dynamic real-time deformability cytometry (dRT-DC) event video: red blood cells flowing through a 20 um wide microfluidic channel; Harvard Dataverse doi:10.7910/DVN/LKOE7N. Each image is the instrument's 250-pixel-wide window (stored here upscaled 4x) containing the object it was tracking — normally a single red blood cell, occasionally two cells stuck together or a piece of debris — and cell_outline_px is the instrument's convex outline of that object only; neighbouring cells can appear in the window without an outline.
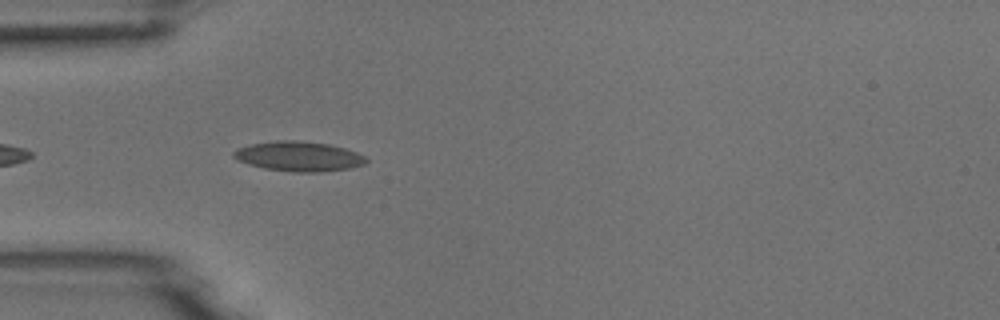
{"species": "common noctule bat (a hibernating species)", "species_latin": "Nyctalus noctula", "temperature_condition": "room temperature", "stored_images_in_passage": 6, "camera_frame_rate_fps": 3000, "um_per_image_px": 0.085, "animal": {"sex": "male", "body_mass_g": 18.8}, "frame": {"image": 1, "passage_image": 5, "time_ms": 5.0, "image_size_px": [1000, 320], "cell_outline_px": [[368, 160], [364, 164], [348, 168], [320, 172], [292, 172], [264, 168], [248, 164], [232, 156], [232, 152], [236, 148], [252, 144], [276, 140], [296, 140], [328, 144], [344, 148], [356, 152], [364, 156]], "centroid_in_image_um": [25.37, 13.29], "position_along_channel_um": 59.6, "area_um2": 22.89}}